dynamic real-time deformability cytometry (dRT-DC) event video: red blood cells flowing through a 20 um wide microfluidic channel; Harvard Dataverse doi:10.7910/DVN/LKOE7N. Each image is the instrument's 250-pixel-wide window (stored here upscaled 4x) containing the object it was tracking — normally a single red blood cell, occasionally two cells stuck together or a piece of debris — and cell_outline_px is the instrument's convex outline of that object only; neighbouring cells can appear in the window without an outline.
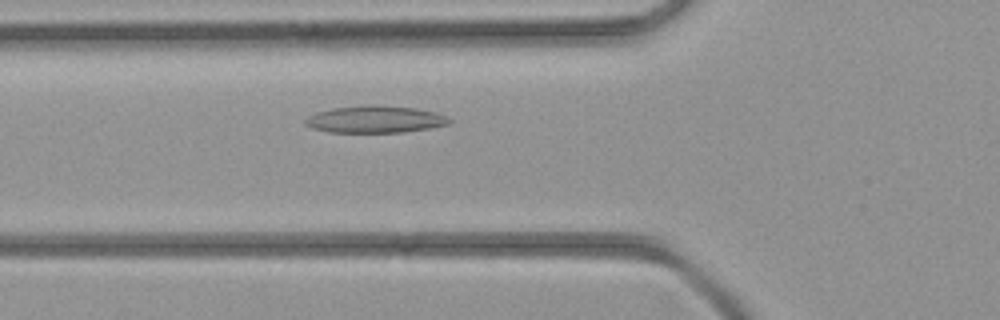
{"species": "common noctule bat (a hibernating species)", "species_latin": "Nyctalus noctula", "temperature_condition": "room temperature", "stored_images_in_passage": 39, "camera_frame_rate_fps": 3000, "um_per_image_px": 0.085, "animal": {"sex": "female", "body_mass_g": 21.9}, "frame": {"image": 1, "passage_image": 11, "time_ms": 3.333, "image_size_px": [1000, 320], "cell_outline_px": [[452, 120], [448, 124], [428, 128], [400, 132], [328, 132], [312, 128], [304, 124], [304, 120], [308, 116], [316, 112], [332, 108], [372, 104], [376, 104], [416, 108], [436, 112]], "centroid_in_image_um": [31.84, 10.13], "position_along_channel_um": 94.0, "area_um2": 22.72}}
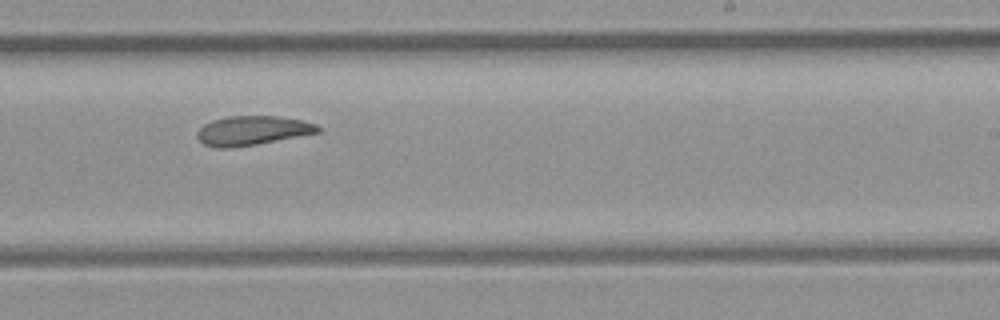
{"frame": {"image": 2, "passage_image": 22, "time_ms": 7.0, "image_size_px": [1000, 320], "cell_outline_px": [[320, 132], [256, 144], [232, 148], [216, 148], [204, 144], [196, 136], [196, 132], [204, 124], [212, 120], [228, 116], [280, 116], [300, 120], [316, 124], [320, 128]], "centroid_in_image_um": [21.41, 11.1], "position_along_channel_um": 267.6, "area_um2": 20.52}}
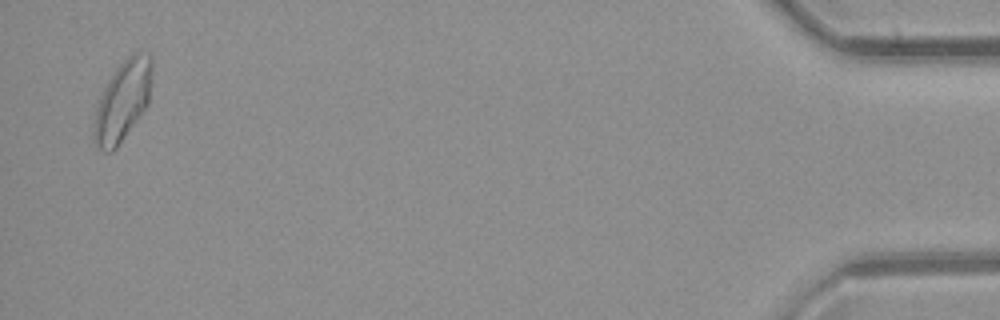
{"frame": {"image": 3, "passage_image": 38, "time_ms": 12.333, "image_size_px": [1000, 320], "cell_outline_px": [[152, 72], [148, 104], [140, 116], [116, 148], [112, 152], [104, 152], [96, 148], [92, 136], [92, 128], [96, 108], [104, 84], [116, 68], [132, 52], [148, 52], [152, 56]], "centroid_in_image_um": [10.4, 8.58], "position_along_channel_um": 424.8, "area_um2": 27.63}}